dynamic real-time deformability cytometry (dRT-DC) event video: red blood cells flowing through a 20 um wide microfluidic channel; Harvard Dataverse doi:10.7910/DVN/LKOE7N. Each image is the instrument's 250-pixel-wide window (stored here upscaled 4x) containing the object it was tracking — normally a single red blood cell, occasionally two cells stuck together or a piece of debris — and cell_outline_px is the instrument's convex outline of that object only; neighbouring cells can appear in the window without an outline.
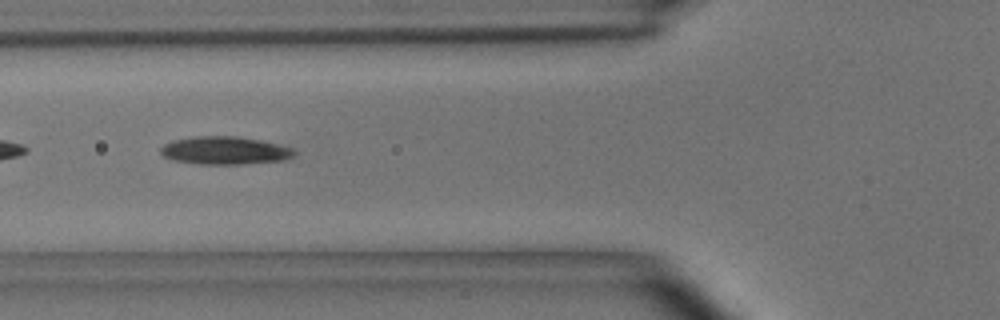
{"species": "common noctule bat (a hibernating species)", "species_latin": "Nyctalus noctula", "temperature_condition": "room temperature", "stored_images_in_passage": 52, "camera_frame_rate_fps": 3000, "um_per_image_px": 0.085, "animal": {"sex": "male", "body_mass_g": 15.6}, "frame": {"image": 1, "passage_image": 18, "time_ms": 5.667, "image_size_px": [1000, 320], "cell_outline_px": [[296, 152], [292, 156], [284, 160], [240, 164], [200, 164], [172, 160], [164, 156], [160, 152], [160, 148], [164, 144], [172, 140], [192, 136], [236, 136], [260, 140], [280, 144], [296, 148]], "centroid_in_image_um": [19.11, 12.78], "position_along_channel_um": 106.7, "area_um2": 21.91}, "authors_computed_cell_mechanics": {"area_um2": 21.3282, "velocity_mm_per_s": 3.6233, "shape_relaxation_time_tau1_ms": 5.5003, "shape_relaxation_time_tau2_ms": 8.8082, "deformation_change_tau1": 0.1732, "deformation_change_tau2": 0.1716}}